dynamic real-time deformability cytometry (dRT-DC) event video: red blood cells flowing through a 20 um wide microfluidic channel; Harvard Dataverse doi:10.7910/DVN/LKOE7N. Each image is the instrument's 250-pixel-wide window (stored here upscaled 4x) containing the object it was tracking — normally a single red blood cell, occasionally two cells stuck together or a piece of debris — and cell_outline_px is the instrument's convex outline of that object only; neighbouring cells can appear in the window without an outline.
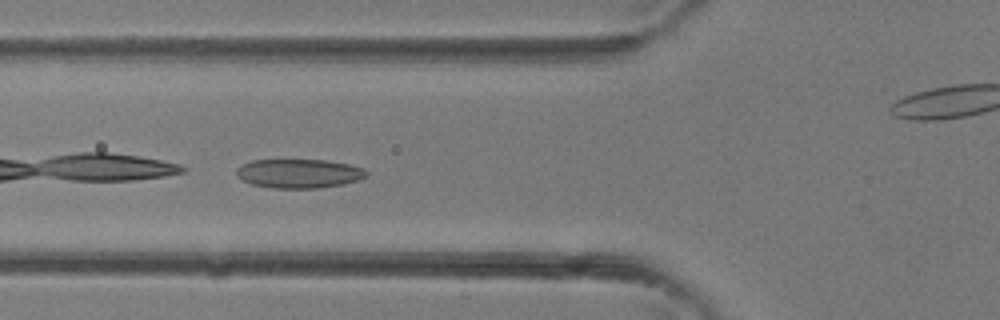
{"species": "common noctule bat (a hibernating species)", "species_latin": "Nyctalus noctula", "temperature_condition": "room temperature", "stored_images_in_passage": 6, "segment_of_instrument_passage": [1, 2], "camera_frame_rate_fps": 3000, "um_per_image_px": 0.085, "animal": {"sex": "female"}, "frame": {"image": 1, "passage_image": 4, "time_ms": 1.0, "image_size_px": [1000, 320], "cell_outline_px": [[368, 176], [360, 180], [344, 184], [316, 188], [272, 188], [252, 184], [236, 176], [236, 168], [240, 164], [252, 160], [328, 160], [348, 164], [364, 168], [368, 172]], "centroid_in_image_um": [25.43, 14.74], "position_along_channel_um": 100.4, "area_um2": 22.2}}
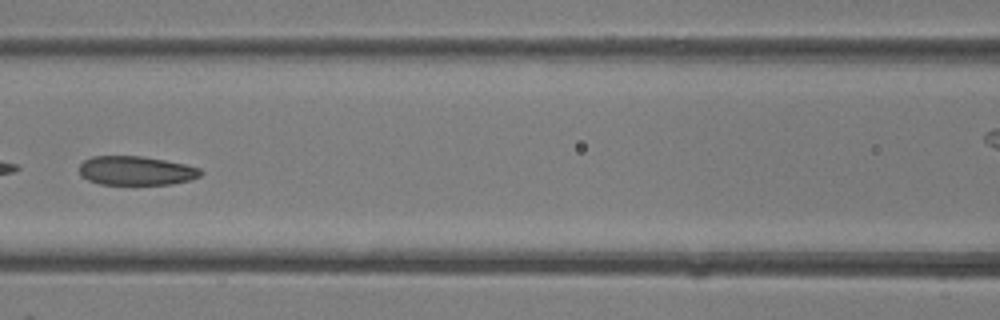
{"frame": {"image": 2, "passage_image": 5, "time_ms": 1.333, "image_size_px": [1000, 320], "cell_outline_px": [[204, 172], [200, 176], [192, 180], [172, 184], [100, 184], [88, 180], [80, 176], [80, 164], [84, 160], [92, 156], [140, 156], [164, 160], [184, 164], [200, 168]], "centroid_in_image_um": [11.58, 14.51], "position_along_channel_um": 155.0, "area_um2": 20.58}}